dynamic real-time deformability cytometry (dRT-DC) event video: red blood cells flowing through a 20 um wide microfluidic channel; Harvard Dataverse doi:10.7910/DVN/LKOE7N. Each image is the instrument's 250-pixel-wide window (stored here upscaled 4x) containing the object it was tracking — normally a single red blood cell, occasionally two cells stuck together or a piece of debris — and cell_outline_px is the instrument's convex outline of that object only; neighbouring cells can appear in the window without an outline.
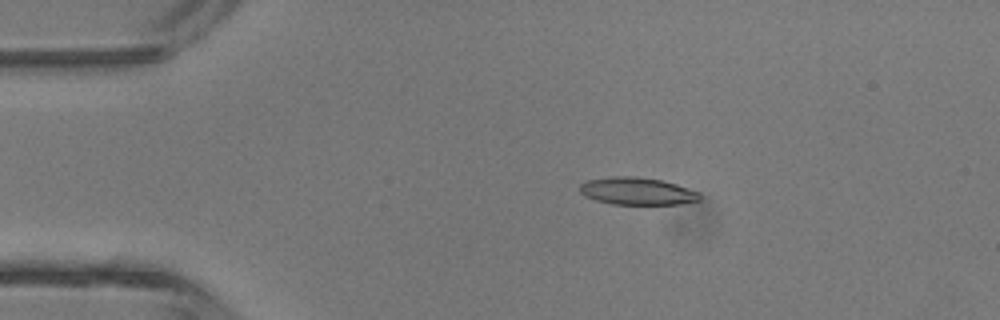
{"species": "common noctule bat (a hibernating species)", "species_latin": "Nyctalus noctula", "temperature_condition": "room temperature", "stored_images_in_passage": 3, "camera_frame_rate_fps": 3000, "um_per_image_px": 0.085, "animal": {"sex": "male", "body_mass_g": 13.3}, "frame": {"image": 1, "passage_image": 1, "time_ms": 0.0, "image_size_px": [1000, 320], "cell_outline_px": [[700, 200], [680, 204], [612, 204], [596, 200], [584, 196], [580, 192], [580, 184], [588, 180], [612, 176], [636, 176], [660, 180], [676, 184], [700, 192]], "centroid_in_image_um": [54.15, 16.25], "position_along_channel_um": 30.8, "area_um2": 19.13}}